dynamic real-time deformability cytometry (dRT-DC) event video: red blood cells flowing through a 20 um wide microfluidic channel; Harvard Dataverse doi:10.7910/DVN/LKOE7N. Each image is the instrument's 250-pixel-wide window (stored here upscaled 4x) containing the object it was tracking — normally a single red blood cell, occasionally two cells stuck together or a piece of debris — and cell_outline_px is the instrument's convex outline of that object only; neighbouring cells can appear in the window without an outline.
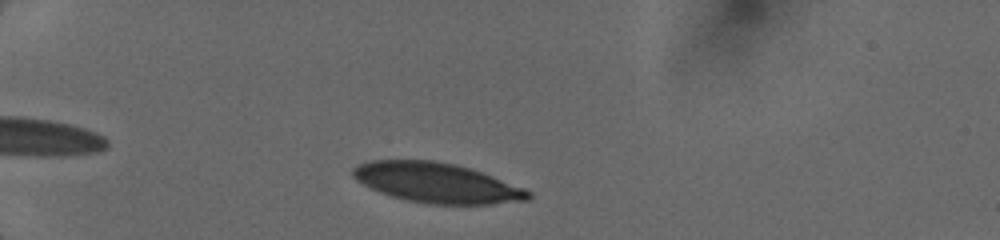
{"species": "human", "species_latin": "Homo sapiens", "temperature_condition": "cold", "stored_images_in_passage": 4, "camera_frame_rate_fps": 3000, "um_per_image_px": 0.085, "donor": {"sex": "female"}, "frame": {"image": 1, "passage_image": 1, "time_ms": 0.0, "image_size_px": [1000, 240], "cell_outline_px": [[532, 196], [528, 200], [492, 204], [428, 204], [408, 200], [392, 196], [380, 192], [356, 180], [352, 176], [352, 168], [368, 160], [432, 160], [456, 164], [472, 168], [524, 188], [532, 192]], "centroid_in_image_um": [37.14, 15.53], "position_along_channel_um": 47.9, "area_um2": 40.81}}
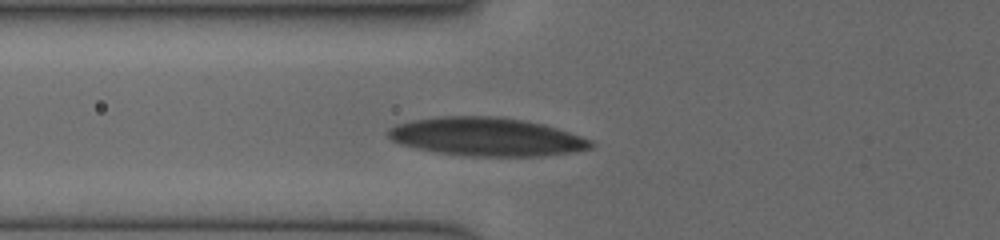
{"frame": {"image": 2, "passage_image": 4, "time_ms": 2.0, "image_size_px": [1000, 240], "cell_outline_px": [[596, 144], [592, 148], [572, 152], [540, 156], [464, 156], [436, 152], [416, 148], [400, 144], [392, 140], [388, 136], [388, 128], [396, 124], [412, 120], [440, 116], [500, 116], [524, 120], [544, 124], [592, 140]], "centroid_in_image_um": [41.35, 11.62], "position_along_channel_um": 84.5, "area_um2": 45.55}}